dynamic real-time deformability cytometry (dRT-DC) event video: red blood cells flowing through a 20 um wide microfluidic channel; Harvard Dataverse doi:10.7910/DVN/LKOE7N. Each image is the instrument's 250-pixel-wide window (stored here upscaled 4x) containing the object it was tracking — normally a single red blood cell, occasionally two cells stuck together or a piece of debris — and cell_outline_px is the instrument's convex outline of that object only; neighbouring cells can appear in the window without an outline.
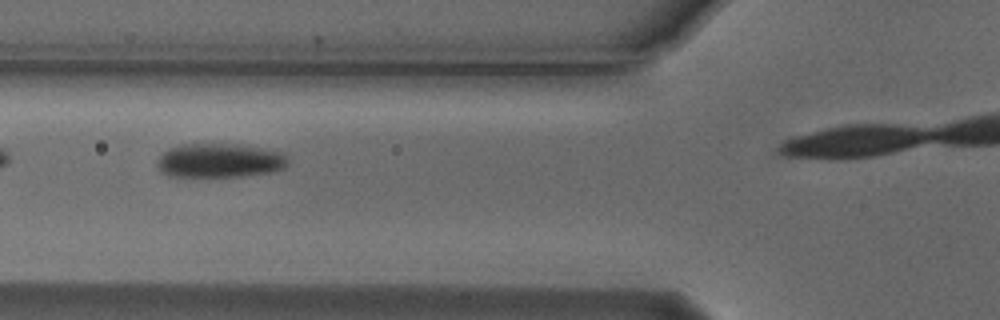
{"species": "Egyptian fruit bat (a non-hibernating species)", "species_latin": "Rousettus aegyptiacus", "temperature_condition": "cold", "stored_images_in_passage": 5, "camera_frame_rate_fps": 3000, "um_per_image_px": 0.085, "animal": {"sex": "male"}, "frame": {"image": 1, "passage_image": 3, "time_ms": 0.667, "image_size_px": [1000, 320], "cell_outline_px": [[288, 164], [284, 168], [272, 172], [240, 176], [168, 176], [160, 172], [156, 164], [156, 160], [168, 148], [180, 144], [240, 144], [284, 152], [288, 156]], "centroid_in_image_um": [18.67, 13.63], "position_along_channel_um": 107.1, "area_um2": 26.3}}
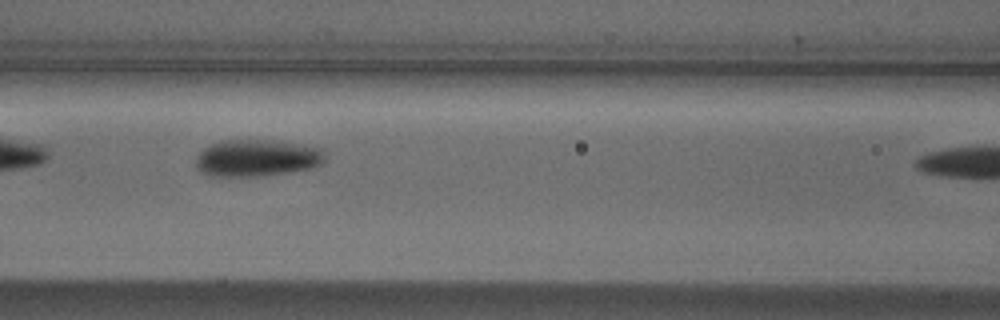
{"frame": {"image": 2, "passage_image": 4, "time_ms": 1.0, "image_size_px": [1000, 320], "cell_outline_px": [[324, 160], [320, 164], [308, 168], [284, 172], [256, 176], [204, 176], [196, 168], [196, 156], [204, 148], [220, 140], [272, 140], [324, 148]], "centroid_in_image_um": [21.77, 13.42], "position_along_channel_um": 144.8, "area_um2": 27.69}}